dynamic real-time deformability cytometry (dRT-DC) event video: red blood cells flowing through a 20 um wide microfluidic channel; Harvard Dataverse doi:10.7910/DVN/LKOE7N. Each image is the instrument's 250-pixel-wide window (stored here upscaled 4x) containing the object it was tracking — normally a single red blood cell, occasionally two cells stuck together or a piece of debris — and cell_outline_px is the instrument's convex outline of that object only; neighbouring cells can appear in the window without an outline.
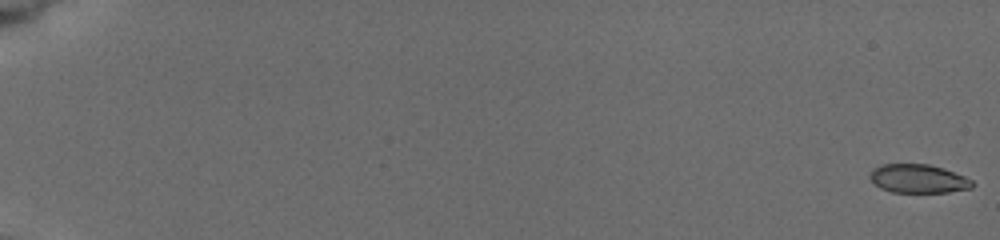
{"species": "common noctule bat (a hibernating species)", "species_latin": "Nyctalus noctula", "temperature_condition": "cold", "stored_images_in_passage": 88, "camera_frame_rate_fps": 3000, "um_per_image_px": 0.085, "animal": {"sex": "female", "body_mass_g": 19.5, "forearm_length_mm": 54.1}, "frame": {"image": 1, "passage_image": 1, "time_ms": 0.0, "image_size_px": [1000, 240], "cell_outline_px": [[976, 184], [972, 188], [948, 192], [892, 192], [880, 188], [868, 176], [872, 168], [880, 164], [928, 164], [944, 168], [964, 176], [972, 180]], "centroid_in_image_um": [78.05, 15.18], "position_along_channel_um": 6.9, "area_um2": 17.22}}
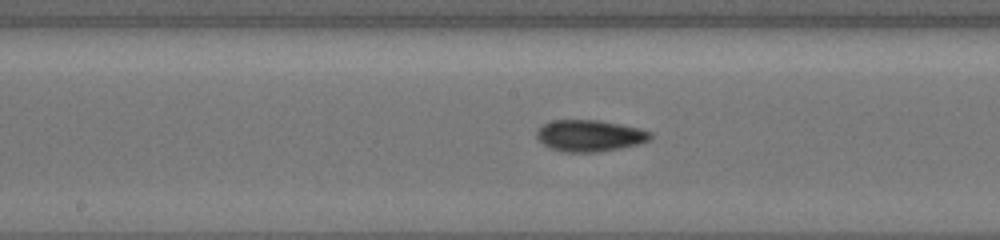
{"frame": {"image": 2, "passage_image": 47, "time_ms": 10.333, "image_size_px": [1000, 240], "cell_outline_px": [[652, 136], [648, 140], [636, 144], [620, 148], [600, 152], [560, 152], [548, 148], [536, 136], [536, 132], [544, 124], [552, 120], [596, 120], [636, 128], [652, 132]], "centroid_in_image_um": [50.07, 11.55], "position_along_channel_um": 198.1, "area_um2": 20.63}}
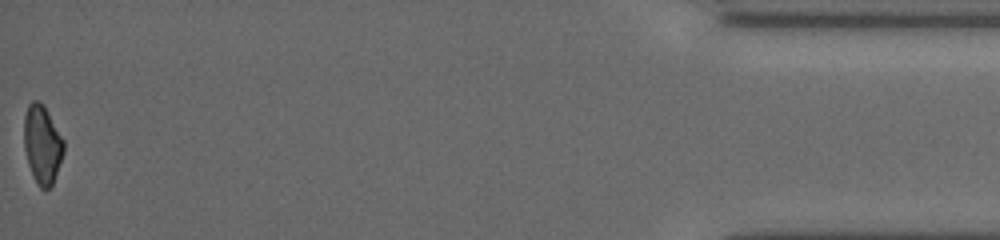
{"frame": {"image": 3, "passage_image": 88, "time_ms": 18.333, "image_size_px": [1000, 240], "cell_outline_px": [[64, 152], [52, 184], [48, 188], [40, 188], [36, 184], [28, 164], [24, 148], [24, 116], [28, 104], [32, 100], [40, 100], [44, 104], [64, 140]], "centroid_in_image_um": [3.58, 12.23], "position_along_channel_um": 431.6, "area_um2": 18.26}, "authors_computed_cell_mechanics": {"area_um2": 19.1607, "velocity_mm_per_s": 3.9091, "shape_relaxation_time_tau1_ms": 4.1779, "shape_relaxation_time_tau2_ms": 4.1514, "deformation_change_tau1": 0.1231, "deformation_change_tau2": 0.0762}}